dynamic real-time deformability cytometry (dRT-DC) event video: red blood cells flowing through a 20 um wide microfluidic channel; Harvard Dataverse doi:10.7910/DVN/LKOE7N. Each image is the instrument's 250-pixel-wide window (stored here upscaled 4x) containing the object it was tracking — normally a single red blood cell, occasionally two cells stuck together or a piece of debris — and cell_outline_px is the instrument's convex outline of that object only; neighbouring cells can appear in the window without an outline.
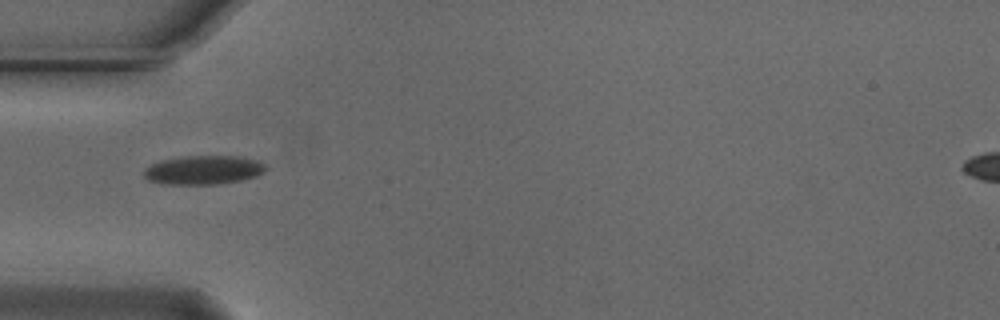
{"species": "Egyptian fruit bat (a non-hibernating species)", "species_latin": "Rousettus aegyptiacus", "temperature_condition": "cold", "stored_images_in_passage": 33, "camera_frame_rate_fps": 3000, "um_per_image_px": 0.085, "animal": {"sex": "male"}, "frame": {"image": 1, "passage_image": 1, "time_ms": 0.0, "image_size_px": [1000, 320], "cell_outline_px": [[268, 168], [264, 172], [256, 176], [240, 180], [216, 184], [168, 184], [148, 180], [144, 176], [144, 168], [160, 160], [180, 156], [240, 156], [260, 160]], "centroid_in_image_um": [17.31, 14.43], "position_along_channel_um": 67.7, "area_um2": 20.63}}
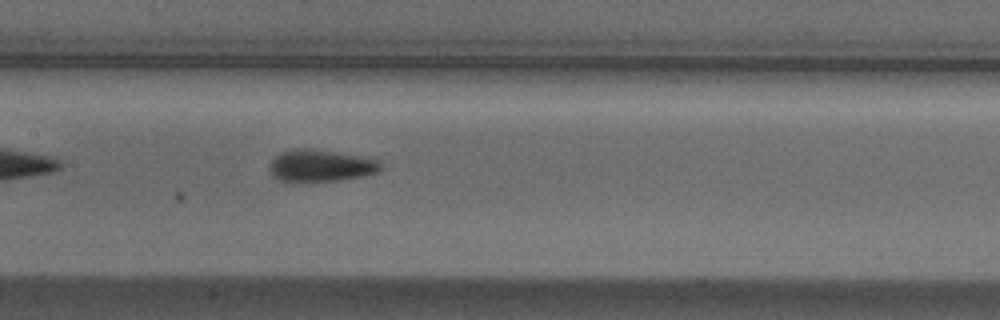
{"frame": {"image": 2, "passage_image": 10, "time_ms": 3.0, "image_size_px": [1000, 320], "cell_outline_px": [[384, 168], [376, 172], [360, 176], [336, 180], [276, 180], [272, 176], [268, 168], [268, 164], [280, 152], [292, 148], [308, 148], [336, 152], [360, 156], [376, 160]], "centroid_in_image_um": [27.19, 14.05], "position_along_channel_um": 180.2, "area_um2": 20.35}}
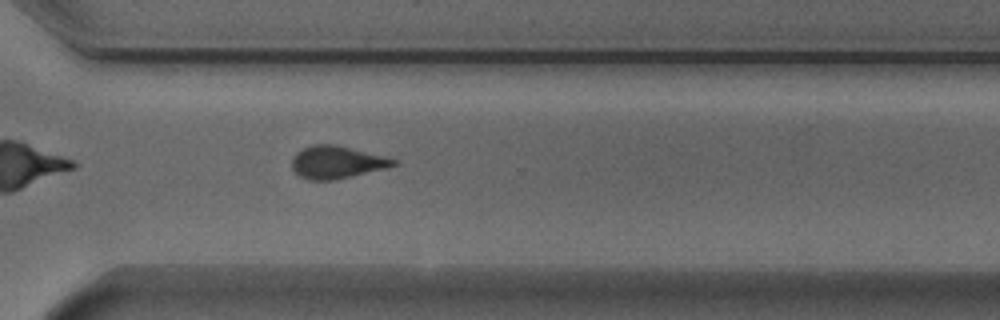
{"frame": {"image": 3, "passage_image": 23, "time_ms": 7.333, "image_size_px": [1000, 320], "cell_outline_px": [[400, 160], [396, 164], [388, 168], [336, 180], [308, 180], [300, 176], [292, 168], [292, 156], [296, 152], [312, 144], [336, 144], [388, 156]], "centroid_in_image_um": [28.68, 13.78], "position_along_channel_um": 341.9, "area_um2": 19.71}, "authors_computed_cell_mechanics": {"area_um2": 20.23, "velocity_mm_per_s": 3.745, "shape_relaxation_time_tau1_ms": 5.7967, "shape_relaxation_time_tau2_ms": 2.0189, "deformation_change_tau1": 0.1406, "deformation_change_tau2": 0.0855}}